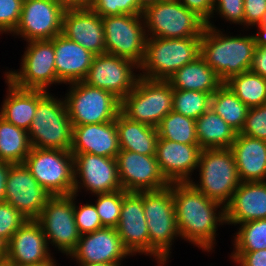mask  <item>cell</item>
Returning a JSON list of instances; mask_svg holds the SVG:
<instances>
[{
    "instance_id": "42",
    "label": "cell",
    "mask_w": 266,
    "mask_h": 266,
    "mask_svg": "<svg viewBox=\"0 0 266 266\" xmlns=\"http://www.w3.org/2000/svg\"><path fill=\"white\" fill-rule=\"evenodd\" d=\"M239 134L266 141V104L249 108Z\"/></svg>"
},
{
    "instance_id": "47",
    "label": "cell",
    "mask_w": 266,
    "mask_h": 266,
    "mask_svg": "<svg viewBox=\"0 0 266 266\" xmlns=\"http://www.w3.org/2000/svg\"><path fill=\"white\" fill-rule=\"evenodd\" d=\"M188 10L195 12L205 22L210 21L213 14V0H178Z\"/></svg>"
},
{
    "instance_id": "53",
    "label": "cell",
    "mask_w": 266,
    "mask_h": 266,
    "mask_svg": "<svg viewBox=\"0 0 266 266\" xmlns=\"http://www.w3.org/2000/svg\"><path fill=\"white\" fill-rule=\"evenodd\" d=\"M78 266H115L113 264L106 263H77Z\"/></svg>"
},
{
    "instance_id": "4",
    "label": "cell",
    "mask_w": 266,
    "mask_h": 266,
    "mask_svg": "<svg viewBox=\"0 0 266 266\" xmlns=\"http://www.w3.org/2000/svg\"><path fill=\"white\" fill-rule=\"evenodd\" d=\"M201 37H147L140 76L167 81L178 69L200 56Z\"/></svg>"
},
{
    "instance_id": "45",
    "label": "cell",
    "mask_w": 266,
    "mask_h": 266,
    "mask_svg": "<svg viewBox=\"0 0 266 266\" xmlns=\"http://www.w3.org/2000/svg\"><path fill=\"white\" fill-rule=\"evenodd\" d=\"M244 30L251 29L266 18V0H244ZM250 26V27H249Z\"/></svg>"
},
{
    "instance_id": "25",
    "label": "cell",
    "mask_w": 266,
    "mask_h": 266,
    "mask_svg": "<svg viewBox=\"0 0 266 266\" xmlns=\"http://www.w3.org/2000/svg\"><path fill=\"white\" fill-rule=\"evenodd\" d=\"M120 150L115 120L100 124L73 125L71 153L116 158Z\"/></svg>"
},
{
    "instance_id": "50",
    "label": "cell",
    "mask_w": 266,
    "mask_h": 266,
    "mask_svg": "<svg viewBox=\"0 0 266 266\" xmlns=\"http://www.w3.org/2000/svg\"><path fill=\"white\" fill-rule=\"evenodd\" d=\"M256 28L255 34H253L256 46H266V18L258 25H254Z\"/></svg>"
},
{
    "instance_id": "52",
    "label": "cell",
    "mask_w": 266,
    "mask_h": 266,
    "mask_svg": "<svg viewBox=\"0 0 266 266\" xmlns=\"http://www.w3.org/2000/svg\"><path fill=\"white\" fill-rule=\"evenodd\" d=\"M56 257H53L51 260L47 261V262H43L40 264H29V265H23V266H59V264H57L56 262Z\"/></svg>"
},
{
    "instance_id": "14",
    "label": "cell",
    "mask_w": 266,
    "mask_h": 266,
    "mask_svg": "<svg viewBox=\"0 0 266 266\" xmlns=\"http://www.w3.org/2000/svg\"><path fill=\"white\" fill-rule=\"evenodd\" d=\"M138 72V74L136 73ZM139 65L130 59L111 55H95L83 82L114 94L122 100L139 79Z\"/></svg>"
},
{
    "instance_id": "36",
    "label": "cell",
    "mask_w": 266,
    "mask_h": 266,
    "mask_svg": "<svg viewBox=\"0 0 266 266\" xmlns=\"http://www.w3.org/2000/svg\"><path fill=\"white\" fill-rule=\"evenodd\" d=\"M232 252H255L266 249V218L237 225Z\"/></svg>"
},
{
    "instance_id": "28",
    "label": "cell",
    "mask_w": 266,
    "mask_h": 266,
    "mask_svg": "<svg viewBox=\"0 0 266 266\" xmlns=\"http://www.w3.org/2000/svg\"><path fill=\"white\" fill-rule=\"evenodd\" d=\"M7 93L0 107V117L28 132L38 101L48 92L38 89H23L15 86L6 77Z\"/></svg>"
},
{
    "instance_id": "15",
    "label": "cell",
    "mask_w": 266,
    "mask_h": 266,
    "mask_svg": "<svg viewBox=\"0 0 266 266\" xmlns=\"http://www.w3.org/2000/svg\"><path fill=\"white\" fill-rule=\"evenodd\" d=\"M74 156V192L90 194L112 193L122 189L116 158L90 153H72ZM79 192V193H78Z\"/></svg>"
},
{
    "instance_id": "1",
    "label": "cell",
    "mask_w": 266,
    "mask_h": 266,
    "mask_svg": "<svg viewBox=\"0 0 266 266\" xmlns=\"http://www.w3.org/2000/svg\"><path fill=\"white\" fill-rule=\"evenodd\" d=\"M172 195L180 239L209 254L213 252L218 227L226 224L225 207L189 182L172 183Z\"/></svg>"
},
{
    "instance_id": "3",
    "label": "cell",
    "mask_w": 266,
    "mask_h": 266,
    "mask_svg": "<svg viewBox=\"0 0 266 266\" xmlns=\"http://www.w3.org/2000/svg\"><path fill=\"white\" fill-rule=\"evenodd\" d=\"M143 208L149 232V256L157 261V266H168L172 245L178 237L180 240L172 183L160 190L143 191Z\"/></svg>"
},
{
    "instance_id": "10",
    "label": "cell",
    "mask_w": 266,
    "mask_h": 266,
    "mask_svg": "<svg viewBox=\"0 0 266 266\" xmlns=\"http://www.w3.org/2000/svg\"><path fill=\"white\" fill-rule=\"evenodd\" d=\"M20 69L5 70L4 76L23 89L49 91V86L61 85L57 79L53 39L26 42Z\"/></svg>"
},
{
    "instance_id": "51",
    "label": "cell",
    "mask_w": 266,
    "mask_h": 266,
    "mask_svg": "<svg viewBox=\"0 0 266 266\" xmlns=\"http://www.w3.org/2000/svg\"><path fill=\"white\" fill-rule=\"evenodd\" d=\"M65 9L89 8L91 0H54Z\"/></svg>"
},
{
    "instance_id": "22",
    "label": "cell",
    "mask_w": 266,
    "mask_h": 266,
    "mask_svg": "<svg viewBox=\"0 0 266 266\" xmlns=\"http://www.w3.org/2000/svg\"><path fill=\"white\" fill-rule=\"evenodd\" d=\"M199 144H182L158 138L156 160L169 183H185L193 179L201 153Z\"/></svg>"
},
{
    "instance_id": "27",
    "label": "cell",
    "mask_w": 266,
    "mask_h": 266,
    "mask_svg": "<svg viewBox=\"0 0 266 266\" xmlns=\"http://www.w3.org/2000/svg\"><path fill=\"white\" fill-rule=\"evenodd\" d=\"M240 182L266 181V141L237 133L230 147Z\"/></svg>"
},
{
    "instance_id": "9",
    "label": "cell",
    "mask_w": 266,
    "mask_h": 266,
    "mask_svg": "<svg viewBox=\"0 0 266 266\" xmlns=\"http://www.w3.org/2000/svg\"><path fill=\"white\" fill-rule=\"evenodd\" d=\"M67 85L64 101L72 125L106 123L120 113L121 100L111 92L83 81Z\"/></svg>"
},
{
    "instance_id": "5",
    "label": "cell",
    "mask_w": 266,
    "mask_h": 266,
    "mask_svg": "<svg viewBox=\"0 0 266 266\" xmlns=\"http://www.w3.org/2000/svg\"><path fill=\"white\" fill-rule=\"evenodd\" d=\"M51 93L48 91L38 101L28 130L29 140L33 148L70 151L73 125L64 98Z\"/></svg>"
},
{
    "instance_id": "35",
    "label": "cell",
    "mask_w": 266,
    "mask_h": 266,
    "mask_svg": "<svg viewBox=\"0 0 266 266\" xmlns=\"http://www.w3.org/2000/svg\"><path fill=\"white\" fill-rule=\"evenodd\" d=\"M156 129L162 139L182 144H198L195 120L176 111L169 112Z\"/></svg>"
},
{
    "instance_id": "44",
    "label": "cell",
    "mask_w": 266,
    "mask_h": 266,
    "mask_svg": "<svg viewBox=\"0 0 266 266\" xmlns=\"http://www.w3.org/2000/svg\"><path fill=\"white\" fill-rule=\"evenodd\" d=\"M23 0H0V35H11L19 24Z\"/></svg>"
},
{
    "instance_id": "34",
    "label": "cell",
    "mask_w": 266,
    "mask_h": 266,
    "mask_svg": "<svg viewBox=\"0 0 266 266\" xmlns=\"http://www.w3.org/2000/svg\"><path fill=\"white\" fill-rule=\"evenodd\" d=\"M225 84L248 107L266 104V79L247 71L229 78Z\"/></svg>"
},
{
    "instance_id": "33",
    "label": "cell",
    "mask_w": 266,
    "mask_h": 266,
    "mask_svg": "<svg viewBox=\"0 0 266 266\" xmlns=\"http://www.w3.org/2000/svg\"><path fill=\"white\" fill-rule=\"evenodd\" d=\"M227 124L240 133L246 120L248 107L224 83L211 96V106Z\"/></svg>"
},
{
    "instance_id": "30",
    "label": "cell",
    "mask_w": 266,
    "mask_h": 266,
    "mask_svg": "<svg viewBox=\"0 0 266 266\" xmlns=\"http://www.w3.org/2000/svg\"><path fill=\"white\" fill-rule=\"evenodd\" d=\"M121 150L156 155L159 138L156 127L130 120L121 112L115 119Z\"/></svg>"
},
{
    "instance_id": "7",
    "label": "cell",
    "mask_w": 266,
    "mask_h": 266,
    "mask_svg": "<svg viewBox=\"0 0 266 266\" xmlns=\"http://www.w3.org/2000/svg\"><path fill=\"white\" fill-rule=\"evenodd\" d=\"M173 89L165 80L139 77L136 85L122 100L120 112L130 120L157 127L172 111Z\"/></svg>"
},
{
    "instance_id": "13",
    "label": "cell",
    "mask_w": 266,
    "mask_h": 266,
    "mask_svg": "<svg viewBox=\"0 0 266 266\" xmlns=\"http://www.w3.org/2000/svg\"><path fill=\"white\" fill-rule=\"evenodd\" d=\"M106 53L140 65L145 55L147 34L143 15L102 17Z\"/></svg>"
},
{
    "instance_id": "46",
    "label": "cell",
    "mask_w": 266,
    "mask_h": 266,
    "mask_svg": "<svg viewBox=\"0 0 266 266\" xmlns=\"http://www.w3.org/2000/svg\"><path fill=\"white\" fill-rule=\"evenodd\" d=\"M229 259L239 266H266V249L255 252H231Z\"/></svg>"
},
{
    "instance_id": "49",
    "label": "cell",
    "mask_w": 266,
    "mask_h": 266,
    "mask_svg": "<svg viewBox=\"0 0 266 266\" xmlns=\"http://www.w3.org/2000/svg\"><path fill=\"white\" fill-rule=\"evenodd\" d=\"M12 163L0 160V203L5 202L6 182Z\"/></svg>"
},
{
    "instance_id": "6",
    "label": "cell",
    "mask_w": 266,
    "mask_h": 266,
    "mask_svg": "<svg viewBox=\"0 0 266 266\" xmlns=\"http://www.w3.org/2000/svg\"><path fill=\"white\" fill-rule=\"evenodd\" d=\"M196 172H199L200 179L196 181L193 178L189 183L225 207L240 183L231 149H202Z\"/></svg>"
},
{
    "instance_id": "8",
    "label": "cell",
    "mask_w": 266,
    "mask_h": 266,
    "mask_svg": "<svg viewBox=\"0 0 266 266\" xmlns=\"http://www.w3.org/2000/svg\"><path fill=\"white\" fill-rule=\"evenodd\" d=\"M147 37H201L206 22L178 0L154 2L144 7Z\"/></svg>"
},
{
    "instance_id": "56",
    "label": "cell",
    "mask_w": 266,
    "mask_h": 266,
    "mask_svg": "<svg viewBox=\"0 0 266 266\" xmlns=\"http://www.w3.org/2000/svg\"><path fill=\"white\" fill-rule=\"evenodd\" d=\"M4 258V246L0 243V260Z\"/></svg>"
},
{
    "instance_id": "18",
    "label": "cell",
    "mask_w": 266,
    "mask_h": 266,
    "mask_svg": "<svg viewBox=\"0 0 266 266\" xmlns=\"http://www.w3.org/2000/svg\"><path fill=\"white\" fill-rule=\"evenodd\" d=\"M52 195L32 176L24 163L12 164L6 182L5 202L28 220H37Z\"/></svg>"
},
{
    "instance_id": "55",
    "label": "cell",
    "mask_w": 266,
    "mask_h": 266,
    "mask_svg": "<svg viewBox=\"0 0 266 266\" xmlns=\"http://www.w3.org/2000/svg\"><path fill=\"white\" fill-rule=\"evenodd\" d=\"M162 1H171V0H142V3L144 7L148 4L154 3V2H162Z\"/></svg>"
},
{
    "instance_id": "20",
    "label": "cell",
    "mask_w": 266,
    "mask_h": 266,
    "mask_svg": "<svg viewBox=\"0 0 266 266\" xmlns=\"http://www.w3.org/2000/svg\"><path fill=\"white\" fill-rule=\"evenodd\" d=\"M123 245L133 256H149V232L143 208V191L127 192L116 227Z\"/></svg>"
},
{
    "instance_id": "24",
    "label": "cell",
    "mask_w": 266,
    "mask_h": 266,
    "mask_svg": "<svg viewBox=\"0 0 266 266\" xmlns=\"http://www.w3.org/2000/svg\"><path fill=\"white\" fill-rule=\"evenodd\" d=\"M226 225L266 218V181L240 182L225 206Z\"/></svg>"
},
{
    "instance_id": "39",
    "label": "cell",
    "mask_w": 266,
    "mask_h": 266,
    "mask_svg": "<svg viewBox=\"0 0 266 266\" xmlns=\"http://www.w3.org/2000/svg\"><path fill=\"white\" fill-rule=\"evenodd\" d=\"M89 8L99 16L143 15L142 0H91Z\"/></svg>"
},
{
    "instance_id": "41",
    "label": "cell",
    "mask_w": 266,
    "mask_h": 266,
    "mask_svg": "<svg viewBox=\"0 0 266 266\" xmlns=\"http://www.w3.org/2000/svg\"><path fill=\"white\" fill-rule=\"evenodd\" d=\"M76 197L77 195L74 194V217L80 235L92 233L104 228L94 202L79 205ZM77 203L78 205H76Z\"/></svg>"
},
{
    "instance_id": "2",
    "label": "cell",
    "mask_w": 266,
    "mask_h": 266,
    "mask_svg": "<svg viewBox=\"0 0 266 266\" xmlns=\"http://www.w3.org/2000/svg\"><path fill=\"white\" fill-rule=\"evenodd\" d=\"M214 23L211 20L206 22L200 56L225 83L234 75L250 71L256 44L252 33L231 36Z\"/></svg>"
},
{
    "instance_id": "16",
    "label": "cell",
    "mask_w": 266,
    "mask_h": 266,
    "mask_svg": "<svg viewBox=\"0 0 266 266\" xmlns=\"http://www.w3.org/2000/svg\"><path fill=\"white\" fill-rule=\"evenodd\" d=\"M65 10L54 0H23L20 21L12 36L26 42L53 39L62 34Z\"/></svg>"
},
{
    "instance_id": "19",
    "label": "cell",
    "mask_w": 266,
    "mask_h": 266,
    "mask_svg": "<svg viewBox=\"0 0 266 266\" xmlns=\"http://www.w3.org/2000/svg\"><path fill=\"white\" fill-rule=\"evenodd\" d=\"M132 256L123 245L116 228L96 230L80 236L74 251L69 255L76 263H106L123 266L125 258Z\"/></svg>"
},
{
    "instance_id": "26",
    "label": "cell",
    "mask_w": 266,
    "mask_h": 266,
    "mask_svg": "<svg viewBox=\"0 0 266 266\" xmlns=\"http://www.w3.org/2000/svg\"><path fill=\"white\" fill-rule=\"evenodd\" d=\"M53 44L58 81L64 85L83 81L95 55L63 34L55 36Z\"/></svg>"
},
{
    "instance_id": "54",
    "label": "cell",
    "mask_w": 266,
    "mask_h": 266,
    "mask_svg": "<svg viewBox=\"0 0 266 266\" xmlns=\"http://www.w3.org/2000/svg\"><path fill=\"white\" fill-rule=\"evenodd\" d=\"M0 266H17L9 261H7L5 258L0 260Z\"/></svg>"
},
{
    "instance_id": "40",
    "label": "cell",
    "mask_w": 266,
    "mask_h": 266,
    "mask_svg": "<svg viewBox=\"0 0 266 266\" xmlns=\"http://www.w3.org/2000/svg\"><path fill=\"white\" fill-rule=\"evenodd\" d=\"M14 206L0 203V243L5 246L13 234L27 221Z\"/></svg>"
},
{
    "instance_id": "23",
    "label": "cell",
    "mask_w": 266,
    "mask_h": 266,
    "mask_svg": "<svg viewBox=\"0 0 266 266\" xmlns=\"http://www.w3.org/2000/svg\"><path fill=\"white\" fill-rule=\"evenodd\" d=\"M62 34L94 55L106 53L102 17L90 8L66 9Z\"/></svg>"
},
{
    "instance_id": "12",
    "label": "cell",
    "mask_w": 266,
    "mask_h": 266,
    "mask_svg": "<svg viewBox=\"0 0 266 266\" xmlns=\"http://www.w3.org/2000/svg\"><path fill=\"white\" fill-rule=\"evenodd\" d=\"M37 221L48 245L69 258L81 236L75 223L74 194L51 196Z\"/></svg>"
},
{
    "instance_id": "48",
    "label": "cell",
    "mask_w": 266,
    "mask_h": 266,
    "mask_svg": "<svg viewBox=\"0 0 266 266\" xmlns=\"http://www.w3.org/2000/svg\"><path fill=\"white\" fill-rule=\"evenodd\" d=\"M250 71L266 79V46H256Z\"/></svg>"
},
{
    "instance_id": "32",
    "label": "cell",
    "mask_w": 266,
    "mask_h": 266,
    "mask_svg": "<svg viewBox=\"0 0 266 266\" xmlns=\"http://www.w3.org/2000/svg\"><path fill=\"white\" fill-rule=\"evenodd\" d=\"M31 149L28 132L0 117V160L24 163Z\"/></svg>"
},
{
    "instance_id": "21",
    "label": "cell",
    "mask_w": 266,
    "mask_h": 266,
    "mask_svg": "<svg viewBox=\"0 0 266 266\" xmlns=\"http://www.w3.org/2000/svg\"><path fill=\"white\" fill-rule=\"evenodd\" d=\"M37 220H27L4 246V258L17 265L40 264L54 256Z\"/></svg>"
},
{
    "instance_id": "38",
    "label": "cell",
    "mask_w": 266,
    "mask_h": 266,
    "mask_svg": "<svg viewBox=\"0 0 266 266\" xmlns=\"http://www.w3.org/2000/svg\"><path fill=\"white\" fill-rule=\"evenodd\" d=\"M127 191L95 194V207L103 227L116 228L120 219L122 201Z\"/></svg>"
},
{
    "instance_id": "31",
    "label": "cell",
    "mask_w": 266,
    "mask_h": 266,
    "mask_svg": "<svg viewBox=\"0 0 266 266\" xmlns=\"http://www.w3.org/2000/svg\"><path fill=\"white\" fill-rule=\"evenodd\" d=\"M198 144L201 149L230 148L237 132L209 108L195 120Z\"/></svg>"
},
{
    "instance_id": "11",
    "label": "cell",
    "mask_w": 266,
    "mask_h": 266,
    "mask_svg": "<svg viewBox=\"0 0 266 266\" xmlns=\"http://www.w3.org/2000/svg\"><path fill=\"white\" fill-rule=\"evenodd\" d=\"M24 164L52 196L73 194L74 156L70 151L32 147Z\"/></svg>"
},
{
    "instance_id": "37",
    "label": "cell",
    "mask_w": 266,
    "mask_h": 266,
    "mask_svg": "<svg viewBox=\"0 0 266 266\" xmlns=\"http://www.w3.org/2000/svg\"><path fill=\"white\" fill-rule=\"evenodd\" d=\"M211 94L193 90H173L172 110L196 120L211 106Z\"/></svg>"
},
{
    "instance_id": "17",
    "label": "cell",
    "mask_w": 266,
    "mask_h": 266,
    "mask_svg": "<svg viewBox=\"0 0 266 266\" xmlns=\"http://www.w3.org/2000/svg\"><path fill=\"white\" fill-rule=\"evenodd\" d=\"M116 163L124 191H155L170 185L160 171L156 155L120 150L116 156Z\"/></svg>"
},
{
    "instance_id": "29",
    "label": "cell",
    "mask_w": 266,
    "mask_h": 266,
    "mask_svg": "<svg viewBox=\"0 0 266 266\" xmlns=\"http://www.w3.org/2000/svg\"><path fill=\"white\" fill-rule=\"evenodd\" d=\"M167 81L173 90L201 91L211 95L224 84L201 56L178 69Z\"/></svg>"
},
{
    "instance_id": "43",
    "label": "cell",
    "mask_w": 266,
    "mask_h": 266,
    "mask_svg": "<svg viewBox=\"0 0 266 266\" xmlns=\"http://www.w3.org/2000/svg\"><path fill=\"white\" fill-rule=\"evenodd\" d=\"M244 0H213V15H219L222 20L231 25L238 24L244 28ZM215 13V14H214Z\"/></svg>"
}]
</instances>
